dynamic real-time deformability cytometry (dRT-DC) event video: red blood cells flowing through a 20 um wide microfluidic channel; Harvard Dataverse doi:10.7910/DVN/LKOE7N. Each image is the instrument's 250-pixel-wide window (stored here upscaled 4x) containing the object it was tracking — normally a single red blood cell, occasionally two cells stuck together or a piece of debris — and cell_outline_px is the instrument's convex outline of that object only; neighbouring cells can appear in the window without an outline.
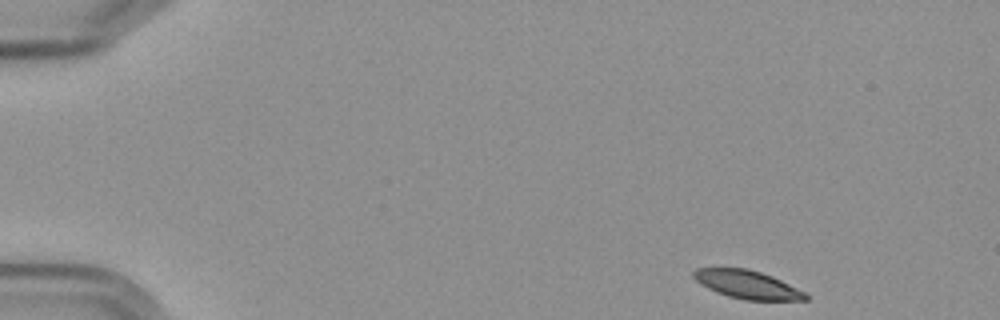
{"species": "Egyptian fruit bat (a non-hibernating species)", "species_latin": "Rousettus aegyptiacus", "temperature_condition": "cold", "stored_images_in_passage": 6, "camera_frame_rate_fps": 3000, "um_per_image_px": 0.085, "frame": {"image": 1, "passage_image": 1, "time_ms": 0.0, "image_size_px": [1000, 320], "cell_outline_px": [[808, 300], [744, 300], [728, 296], [716, 292], [700, 284], [692, 276], [692, 272], [696, 268], [748, 268], [772, 276], [804, 292], [808, 296]], "centroid_in_image_um": [63.48, 24.18], "position_along_channel_um": 21.5, "area_um2": 18.32}}
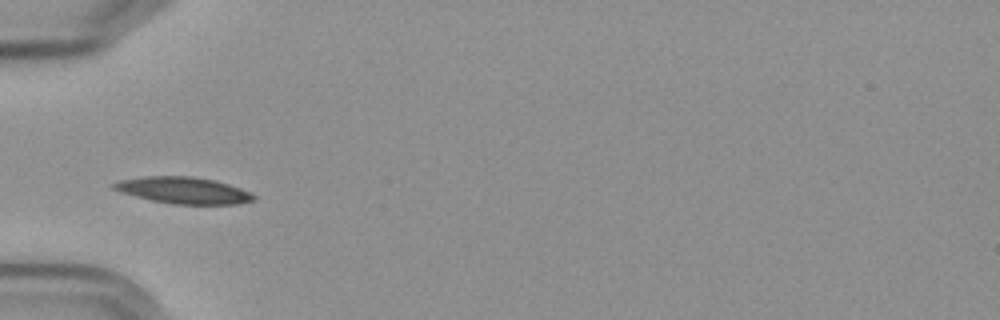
{"frame": {"image": 2, "passage_image": 5, "time_ms": 4.333, "image_size_px": [1000, 320], "cell_outline_px": [[256, 200], [240, 204], [172, 204], [152, 200], [120, 192], [112, 188], [112, 184], [120, 180], [144, 176], [192, 176], [216, 180], [240, 188], [256, 196]], "centroid_in_image_um": [15.61, 16.18], "position_along_channel_um": 69.4, "area_um2": 21.68}}
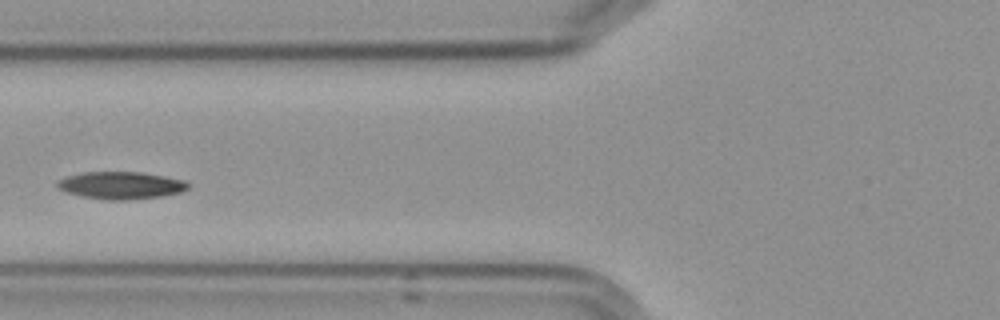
{"frame": {"image": 3, "passage_image": 6, "time_ms": 5.667, "image_size_px": [1000, 320], "cell_outline_px": [[192, 184], [188, 188], [180, 192], [160, 196], [128, 200], [108, 200], [80, 196], [56, 188], [56, 180], [68, 176], [84, 172], [140, 172], [164, 176], [184, 180]], "centroid_in_image_um": [10.26, 15.75], "position_along_channel_um": 115.5, "area_um2": 20.87}}